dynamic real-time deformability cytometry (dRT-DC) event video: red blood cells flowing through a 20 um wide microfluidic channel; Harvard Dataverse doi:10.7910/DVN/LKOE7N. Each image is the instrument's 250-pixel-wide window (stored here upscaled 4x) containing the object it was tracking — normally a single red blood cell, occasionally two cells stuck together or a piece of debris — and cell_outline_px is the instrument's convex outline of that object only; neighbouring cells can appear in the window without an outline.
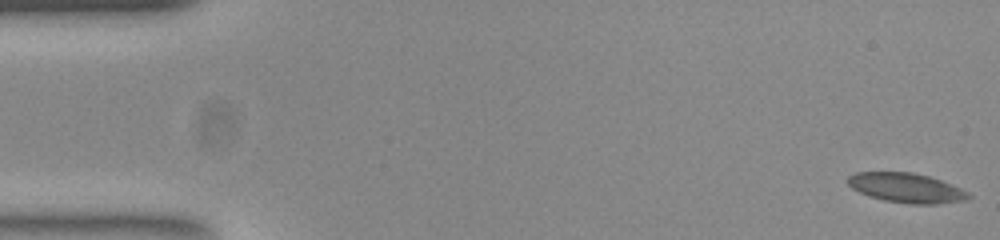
{"species": "common noctule bat (a hibernating species)", "species_latin": "Nyctalus noctula", "temperature_condition": "room temperature", "stored_images_in_passage": 50, "camera_frame_rate_fps": 3000, "um_per_image_px": 0.085, "animal": {"sex": "female", "body_mass_g": 23.0, "forearm_length_mm": 53.4}, "frame": {"image": 1, "passage_image": 1, "time_ms": 0.0, "image_size_px": [1000, 240], "cell_outline_px": [[972, 196], [968, 200], [936, 204], [912, 204], [884, 200], [860, 192], [852, 188], [848, 184], [848, 176], [856, 172], [912, 172], [928, 176], [940, 180], [960, 188], [968, 192]], "centroid_in_image_um": [77.06, 15.97], "position_along_channel_um": 7.9, "area_um2": 20.63}}
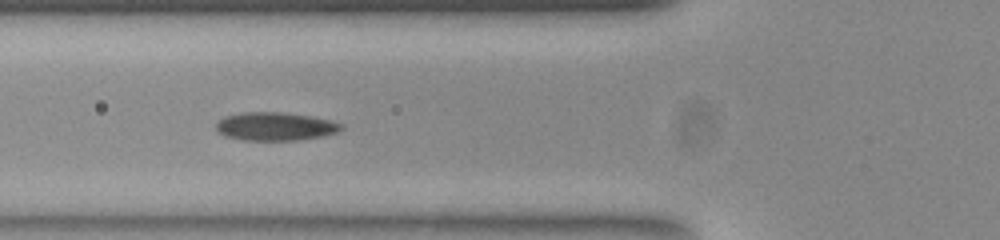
{"frame": {"image": 2, "passage_image": 19, "time_ms": 6.0, "image_size_px": [1000, 240], "cell_outline_px": [[344, 128], [336, 132], [320, 136], [296, 140], [244, 140], [224, 136], [216, 128], [216, 124], [224, 116], [240, 112], [284, 112], [308, 116], [328, 120], [344, 124]], "centroid_in_image_um": [23.37, 10.74], "position_along_channel_um": 102.4, "area_um2": 20.46}}
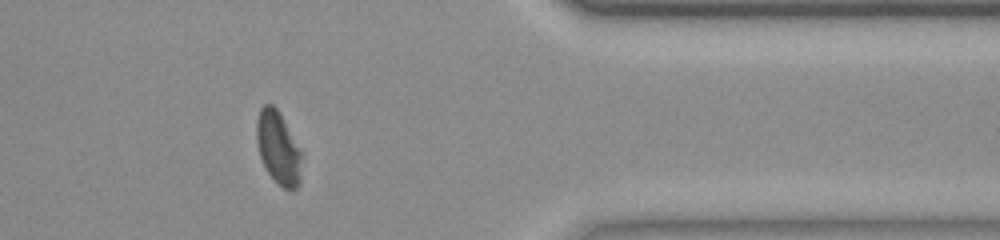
{"frame": {"image": 3, "passage_image": 43, "time_ms": 14.0, "image_size_px": [1000, 240], "cell_outline_px": [[300, 184], [296, 188], [284, 188], [268, 172], [260, 156], [256, 140], [256, 120], [260, 108], [264, 104], [272, 104], [280, 112], [300, 152]], "centroid_in_image_um": [23.61, 12.52], "position_along_channel_um": 387.8, "area_um2": 18.55}}